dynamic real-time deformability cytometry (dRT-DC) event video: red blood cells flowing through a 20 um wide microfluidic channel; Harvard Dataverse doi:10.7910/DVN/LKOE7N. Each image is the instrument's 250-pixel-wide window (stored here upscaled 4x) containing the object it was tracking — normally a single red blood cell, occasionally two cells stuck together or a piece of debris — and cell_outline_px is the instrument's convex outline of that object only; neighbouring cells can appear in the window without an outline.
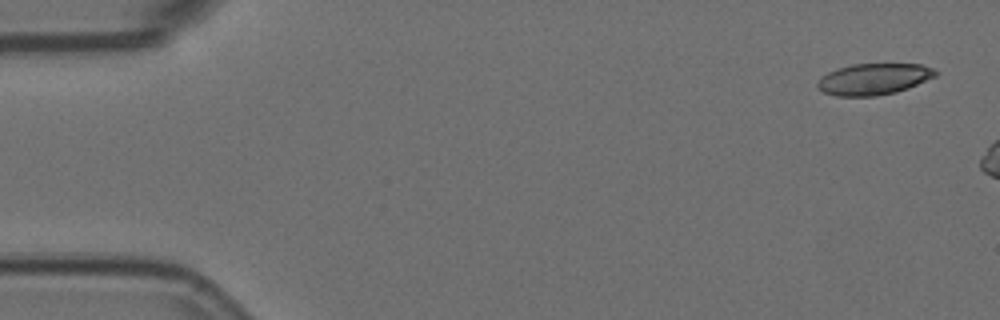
{"species": "Egyptian fruit bat (a non-hibernating species)", "species_latin": "Rousettus aegyptiacus", "temperature_condition": "room temperature", "stored_images_in_passage": 3, "camera_frame_rate_fps": 3000, "um_per_image_px": 0.085, "animal": {"sex": "female"}, "frame": {"image": 1, "passage_image": 1, "time_ms": 0.0, "image_size_px": [1000, 320], "cell_outline_px": [[940, 72], [936, 76], [908, 88], [896, 92], [876, 96], [836, 96], [824, 92], [816, 88], [816, 84], [820, 76], [836, 68], [852, 64], [920, 64], [932, 68]], "centroid_in_image_um": [74.24, 6.72], "position_along_channel_um": 10.8, "area_um2": 21.73}}